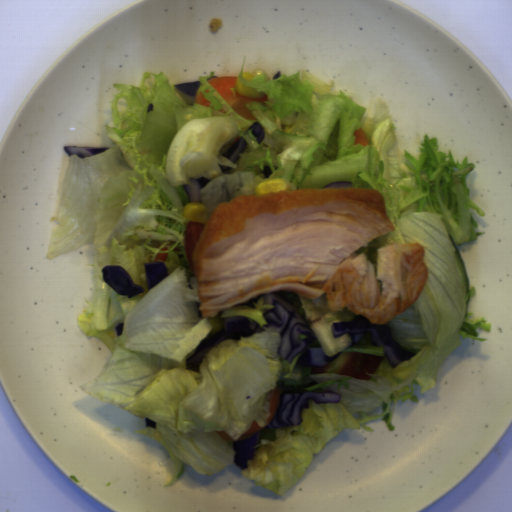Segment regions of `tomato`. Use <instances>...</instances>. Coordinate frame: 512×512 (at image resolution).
I'll use <instances>...</instances> for the list:
<instances>
[{"mask_svg":"<svg viewBox=\"0 0 512 512\" xmlns=\"http://www.w3.org/2000/svg\"><path fill=\"white\" fill-rule=\"evenodd\" d=\"M384 357L365 354L357 351L342 352L324 367H312L311 374H337L352 377L361 381H369L370 374L377 372Z\"/></svg>","mask_w":512,"mask_h":512,"instance_id":"1","label":"tomato"},{"mask_svg":"<svg viewBox=\"0 0 512 512\" xmlns=\"http://www.w3.org/2000/svg\"><path fill=\"white\" fill-rule=\"evenodd\" d=\"M207 223L189 221L184 234V247L187 260L191 270L195 273L193 266V252L200 241V237Z\"/></svg>","mask_w":512,"mask_h":512,"instance_id":"2","label":"tomato"}]
</instances>
